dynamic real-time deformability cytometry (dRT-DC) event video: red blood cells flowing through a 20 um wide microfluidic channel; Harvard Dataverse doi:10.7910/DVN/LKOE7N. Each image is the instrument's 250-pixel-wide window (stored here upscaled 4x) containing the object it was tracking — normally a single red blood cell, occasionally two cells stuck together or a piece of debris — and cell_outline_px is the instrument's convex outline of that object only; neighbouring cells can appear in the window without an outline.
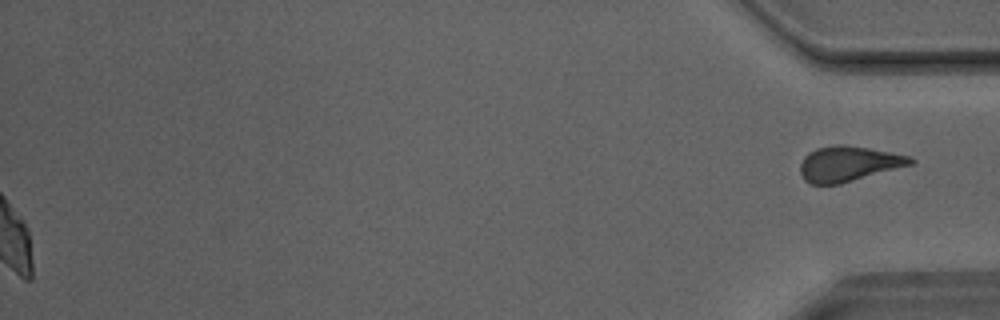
{"species": "Egyptian fruit bat (a non-hibernating species)", "species_latin": "Rousettus aegyptiacus", "temperature_condition": "room temperature", "stored_images_in_passage": 42, "segment_of_instrument_passage": [2, 2], "camera_frame_rate_fps": 3000, "um_per_image_px": 0.085, "animal": {"sex": "male"}, "frame": {"image": 1, "passage_image": 42, "time_ms": 13.667, "image_size_px": [1000, 320], "cell_outline_px": [[916, 164], [840, 184], [812, 184], [804, 180], [800, 172], [800, 164], [804, 156], [808, 152], [816, 148], [836, 144], [844, 144], [868, 148], [912, 156], [916, 160]], "centroid_in_image_um": [72.16, 13.92], "position_along_channel_um": 363.0, "area_um2": 23.0}}